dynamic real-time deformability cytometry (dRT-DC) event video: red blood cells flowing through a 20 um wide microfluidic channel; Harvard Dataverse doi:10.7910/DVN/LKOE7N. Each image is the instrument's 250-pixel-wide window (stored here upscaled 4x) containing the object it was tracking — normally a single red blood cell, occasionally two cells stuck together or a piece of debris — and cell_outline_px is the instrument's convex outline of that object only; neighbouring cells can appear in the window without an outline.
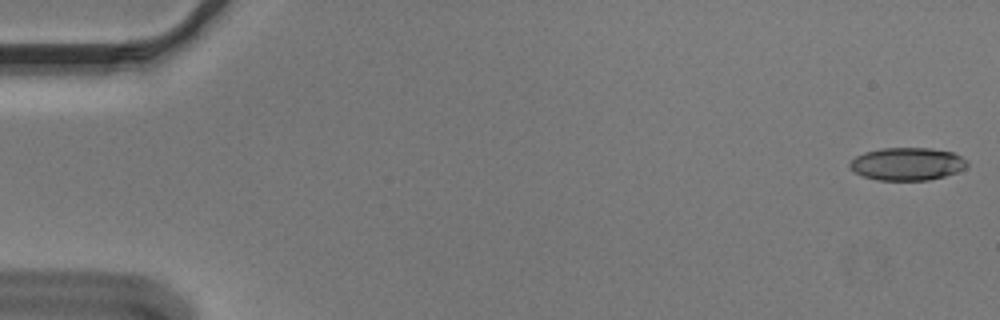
{"species": "Egyptian fruit bat (a non-hibernating species)", "species_latin": "Rousettus aegyptiacus", "temperature_condition": "cold", "stored_images_in_passage": 49, "camera_frame_rate_fps": 3000, "um_per_image_px": 0.085, "animal": {"sex": "male"}, "frame": {"image": 1, "passage_image": 1, "time_ms": 0.0, "image_size_px": [1000, 320], "cell_outline_px": [[968, 164], [964, 168], [956, 172], [944, 176], [928, 180], [876, 180], [864, 176], [856, 172], [848, 164], [856, 156], [864, 152], [884, 148], [932, 148], [952, 152], [968, 160]], "centroid_in_image_um": [77.13, 13.93], "position_along_channel_um": 7.9, "area_um2": 22.25}}
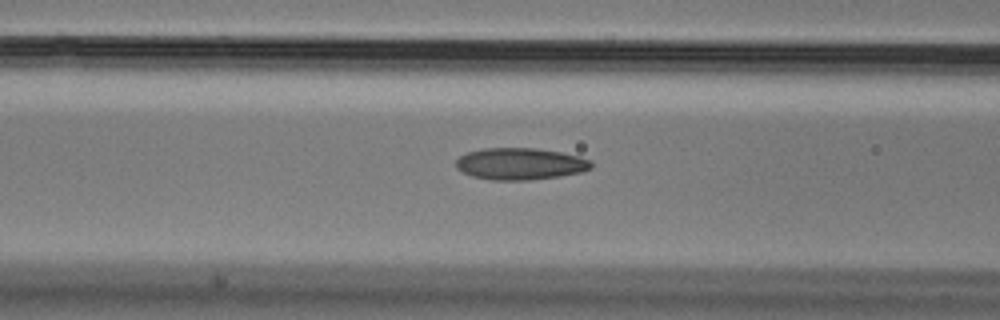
{"frame": {"image": 2, "passage_image": 22, "time_ms": 7.0, "image_size_px": [1000, 320], "cell_outline_px": [[592, 168], [580, 172], [560, 176], [528, 180], [492, 180], [472, 176], [456, 168], [456, 160], [460, 156], [468, 152], [484, 148], [536, 148], [560, 152], [580, 156], [592, 160]], "centroid_in_image_um": [44.24, 13.92], "position_along_channel_um": 122.4, "area_um2": 25.09}}
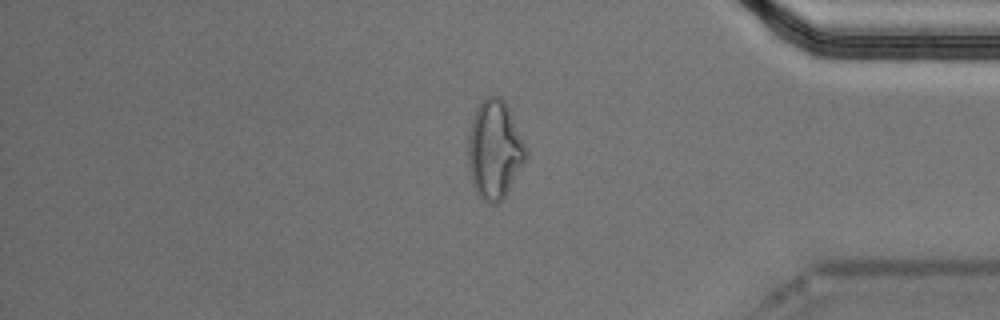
{"frame": {"image": 3, "passage_image": 46, "time_ms": 15.0, "image_size_px": [1000, 320], "cell_outline_px": [[528, 156], [504, 196], [496, 204], [488, 204], [476, 192], [472, 184], [468, 172], [468, 132], [472, 116], [480, 100], [484, 96], [500, 96], [508, 104], [528, 148]], "centroid_in_image_um": [42.03, 12.66], "position_along_channel_um": 393.2, "area_um2": 33.87}}